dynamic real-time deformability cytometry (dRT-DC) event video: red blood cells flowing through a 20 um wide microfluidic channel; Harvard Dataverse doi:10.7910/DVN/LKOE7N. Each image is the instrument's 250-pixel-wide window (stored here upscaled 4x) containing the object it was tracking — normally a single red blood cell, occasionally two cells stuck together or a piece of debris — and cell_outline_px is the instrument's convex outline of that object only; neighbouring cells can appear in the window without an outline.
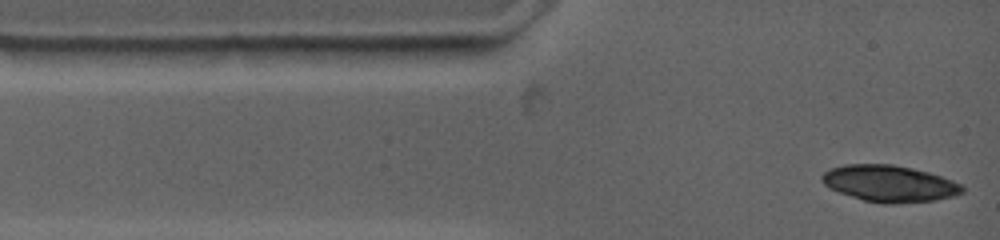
{"species": "common noctule bat (a hibernating species)", "species_latin": "Nyctalus noctula", "temperature_condition": "warm", "stored_images_in_passage": 4, "camera_frame_rate_fps": 4500, "um_per_image_px": 0.085, "animal": {"sex": "female", "body_mass_g": 19.0, "forearm_length_mm": 53.3}, "frame": {"image": 1, "passage_image": 1, "time_ms": 0.0, "image_size_px": [1000, 240], "cell_outline_px": [[964, 192], [952, 196], [936, 200], [900, 204], [880, 204], [864, 200], [840, 192], [824, 184], [820, 176], [824, 172], [832, 168], [844, 164], [892, 164], [912, 168], [928, 172], [952, 180], [960, 184], [964, 188]], "centroid_in_image_um": [75.61, 15.61], "position_along_channel_um": 9.4, "area_um2": 29.82}}